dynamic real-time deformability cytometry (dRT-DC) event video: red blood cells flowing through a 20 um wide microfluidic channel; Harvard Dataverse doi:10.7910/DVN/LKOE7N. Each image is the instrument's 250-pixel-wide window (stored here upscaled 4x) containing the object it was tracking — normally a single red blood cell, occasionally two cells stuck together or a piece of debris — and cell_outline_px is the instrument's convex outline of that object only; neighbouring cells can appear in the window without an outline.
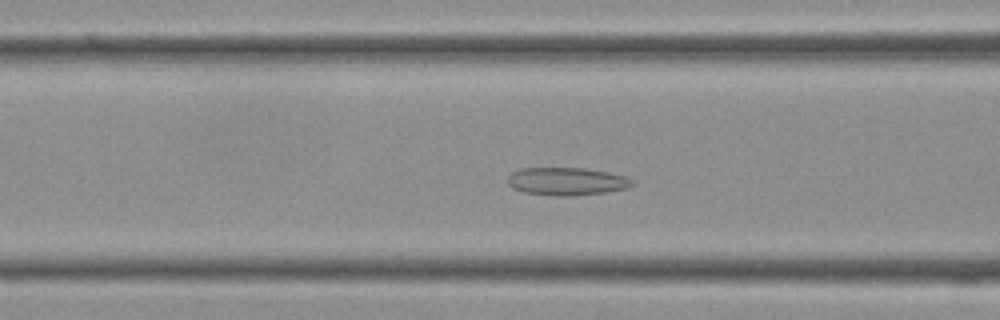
{"species": "Egyptian fruit bat (a non-hibernating species)", "species_latin": "Rousettus aegyptiacus", "temperature_condition": "cold", "stored_images_in_passage": 38, "camera_frame_rate_fps": 3000, "um_per_image_px": 0.085, "frame": {"image": 1, "passage_image": 14, "time_ms": 4.333, "image_size_px": [1000, 320], "cell_outline_px": [[636, 184], [628, 188], [604, 192], [568, 196], [556, 196], [524, 192], [512, 188], [508, 184], [508, 176], [512, 172], [520, 168], [584, 168], [608, 172], [624, 176], [632, 180]], "centroid_in_image_um": [48.16, 15.41], "position_along_channel_um": 118.4, "area_um2": 20.17}}
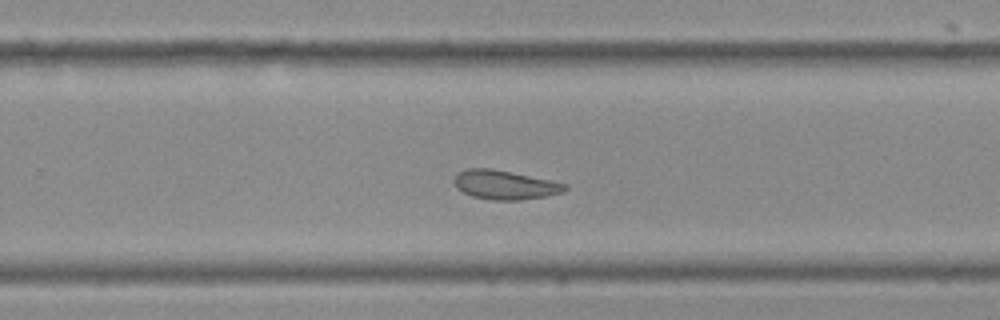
{"frame": {"image": 2, "passage_image": 24, "time_ms": 7.667, "image_size_px": [1000, 320], "cell_outline_px": [[568, 188], [560, 192], [544, 196], [520, 200], [492, 200], [472, 196], [456, 188], [452, 180], [456, 172], [464, 168], [488, 168], [568, 184]], "centroid_in_image_um": [42.81, 15.71], "position_along_channel_um": 287.0, "area_um2": 18.55}}
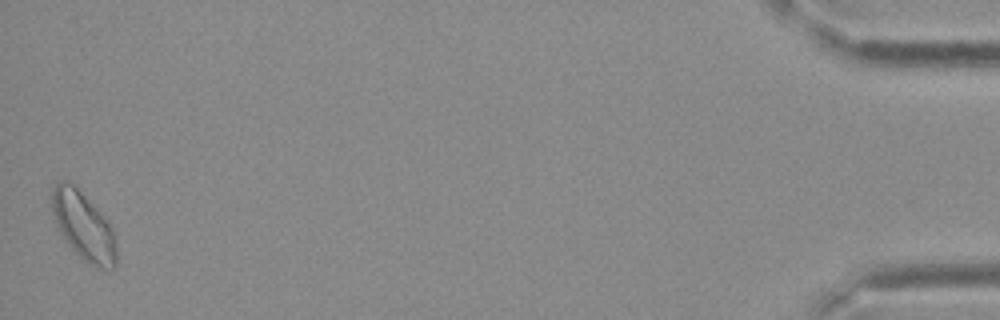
{"frame": {"image": 3, "passage_image": 38, "time_ms": 12.333, "image_size_px": [1000, 320], "cell_outline_px": [[116, 268], [96, 268], [88, 264], [72, 248], [60, 232], [56, 224], [52, 212], [52, 192], [56, 184], [64, 180], [72, 184], [100, 212], [112, 228], [116, 244]], "centroid_in_image_um": [7.11, 19.26], "position_along_channel_um": 428.1, "area_um2": 24.97}}